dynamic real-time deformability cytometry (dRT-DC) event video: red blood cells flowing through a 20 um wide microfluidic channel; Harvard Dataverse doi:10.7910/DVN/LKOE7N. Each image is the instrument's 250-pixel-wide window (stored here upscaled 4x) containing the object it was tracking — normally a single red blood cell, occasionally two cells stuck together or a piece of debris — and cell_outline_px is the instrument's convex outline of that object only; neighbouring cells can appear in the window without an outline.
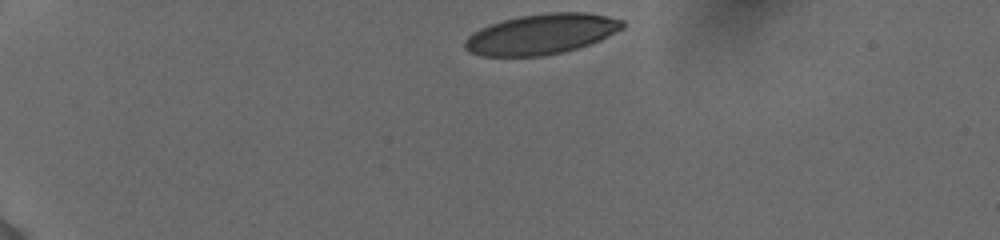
{"species": "human", "species_latin": "Homo sapiens", "temperature_condition": "cold", "stored_images_in_passage": 37, "camera_frame_rate_fps": 3000, "um_per_image_px": 0.085, "donor": {"sex": "female"}, "frame": {"image": 1, "passage_image": 1, "time_ms": 0.0, "image_size_px": [1000, 240], "cell_outline_px": [[624, 28], [600, 40], [576, 48], [544, 56], [480, 56], [468, 52], [464, 48], [464, 40], [472, 32], [480, 28], [504, 20], [520, 16], [548, 12], [584, 12], [608, 16], [624, 20]], "centroid_in_image_um": [46.0, 2.9], "position_along_channel_um": 39.0, "area_um2": 37.05}}
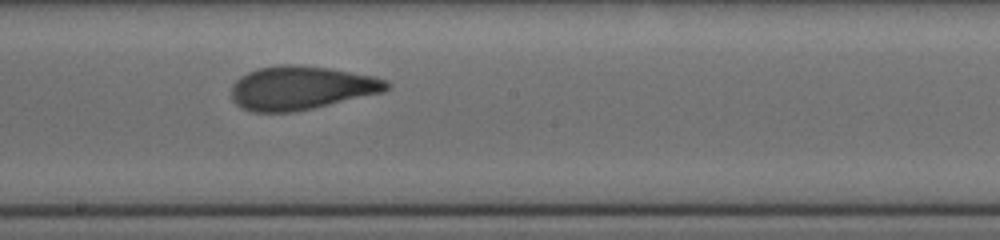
{"frame": {"image": 2, "passage_image": 21, "time_ms": 6.667, "image_size_px": [1000, 240], "cell_outline_px": [[392, 84], [384, 92], [312, 108], [292, 112], [252, 112], [240, 108], [232, 100], [232, 84], [240, 76], [248, 72], [260, 68], [276, 64], [296, 64], [328, 68], [376, 76], [388, 80]], "centroid_in_image_um": [25.6, 7.46], "position_along_channel_um": 222.6, "area_um2": 39.71}}
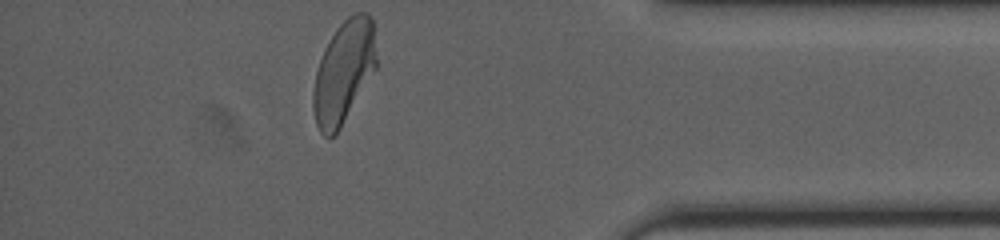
{"frame": {"image": 3, "passage_image": 37, "time_ms": 12.0, "image_size_px": [1000, 240], "cell_outline_px": [[376, 68], [340, 128], [332, 136], [324, 136], [320, 132], [316, 124], [312, 108], [312, 92], [316, 72], [320, 60], [336, 28], [348, 16], [356, 12], [368, 12], [372, 16], [376, 56]], "centroid_in_image_um": [29.21, 6.11], "position_along_channel_um": 406.0, "area_um2": 37.34}, "authors_computed_cell_mechanics": {"area_um2": 38.8416, "velocity_mm_per_s": 3.8807, "shape_relaxation_time_tau1_ms": 5.1822, "shape_relaxation_time_tau2_ms": 0.8624, "deformation_change_tau1": 0.1862, "deformation_change_tau2": 0.0831}}